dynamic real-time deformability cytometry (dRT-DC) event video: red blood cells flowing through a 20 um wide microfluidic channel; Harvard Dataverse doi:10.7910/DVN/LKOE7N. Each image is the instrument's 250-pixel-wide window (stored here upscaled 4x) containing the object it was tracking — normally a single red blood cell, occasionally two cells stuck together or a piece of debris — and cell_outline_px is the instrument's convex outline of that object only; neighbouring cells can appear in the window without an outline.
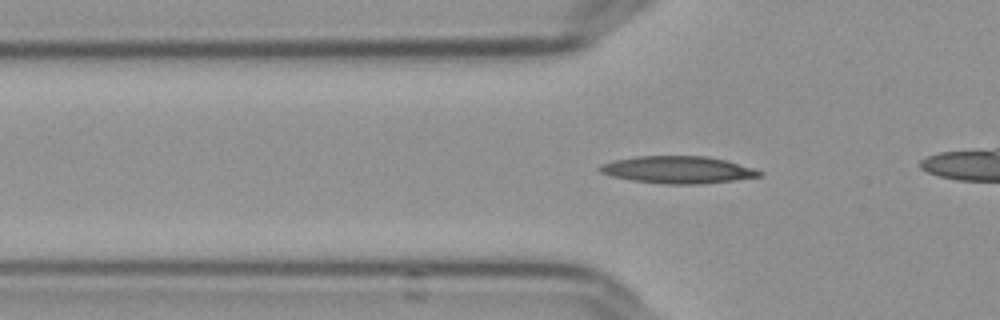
{"species": "Egyptian fruit bat (a non-hibernating species)", "species_latin": "Rousettus aegyptiacus", "temperature_condition": "cold", "stored_images_in_passage": 44, "camera_frame_rate_fps": 3000, "um_per_image_px": 0.085, "frame": {"image": 1, "passage_image": 11, "time_ms": 3.333, "image_size_px": [1000, 320], "cell_outline_px": [[764, 172], [760, 176], [732, 180], [696, 184], [668, 184], [632, 180], [612, 176], [600, 172], [596, 168], [600, 164], [612, 160], [636, 156], [708, 156], [724, 160], [752, 168]], "centroid_in_image_um": [57.54, 14.42], "position_along_channel_um": 68.3, "area_um2": 25.09}}
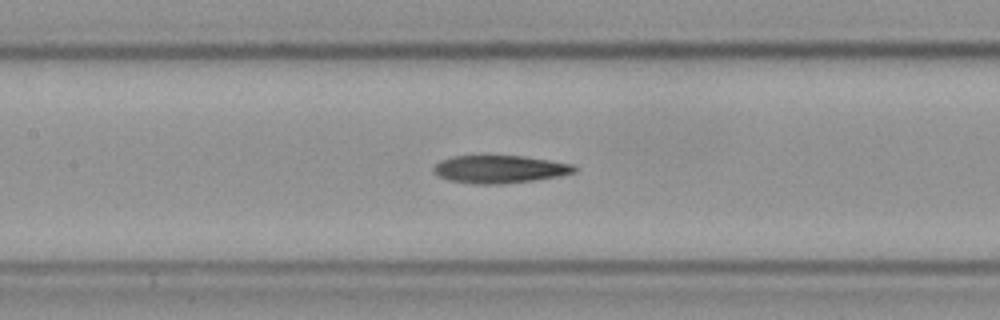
{"frame": {"image": 2, "passage_image": 19, "time_ms": 6.0, "image_size_px": [1000, 320], "cell_outline_px": [[580, 168], [576, 172], [536, 180], [500, 184], [472, 184], [448, 180], [432, 172], [432, 168], [440, 160], [452, 156], [524, 156], [572, 164]], "centroid_in_image_um": [42.46, 14.38], "position_along_channel_um": 164.9, "area_um2": 22.83}}
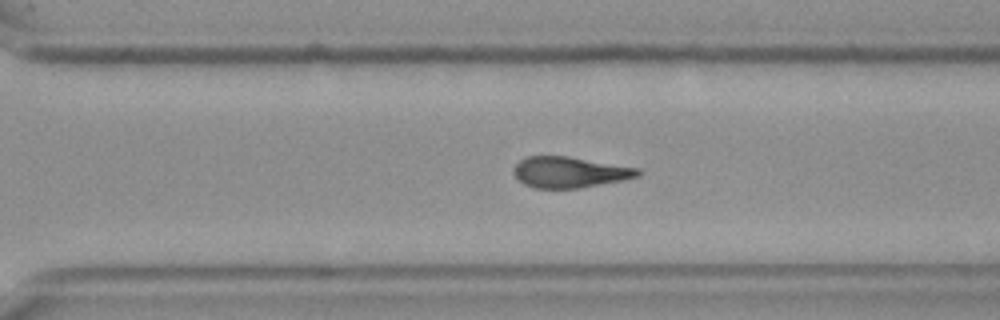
{"frame": {"image": 3, "passage_image": 32, "time_ms": 10.333, "image_size_px": [1000, 320], "cell_outline_px": [[640, 176], [620, 180], [576, 188], [536, 188], [524, 184], [512, 172], [512, 168], [524, 156], [568, 156], [640, 168]], "centroid_in_image_um": [48.38, 14.62], "position_along_channel_um": 322.2, "area_um2": 22.2}, "authors_computed_cell_mechanics": {"area_um2": 22.3975, "velocity_mm_per_s": 3.6394, "shape_relaxation_time_tau1_ms": null, "shape_relaxation_time_tau2_ms": 7.7652, "deformation_change_tau1": null, "deformation_change_tau2": 0.217}}